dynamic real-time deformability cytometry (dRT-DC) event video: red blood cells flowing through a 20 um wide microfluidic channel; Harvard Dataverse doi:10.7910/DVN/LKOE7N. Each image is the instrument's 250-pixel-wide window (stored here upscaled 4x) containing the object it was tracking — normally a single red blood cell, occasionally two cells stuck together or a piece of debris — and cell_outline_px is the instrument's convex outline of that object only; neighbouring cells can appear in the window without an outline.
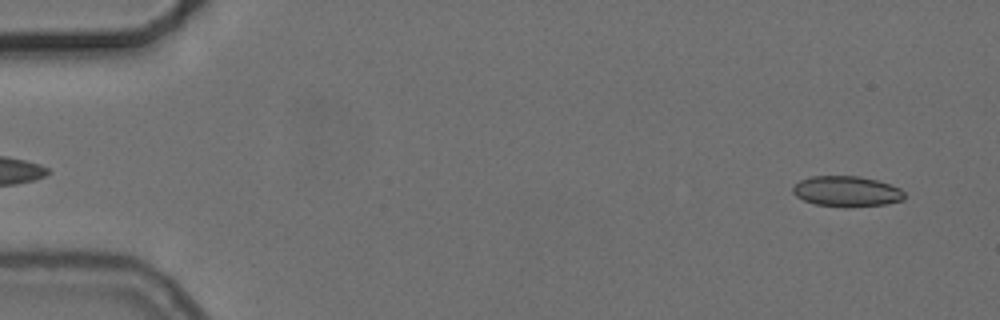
{"species": "common noctule bat (a hibernating species)", "species_latin": "Nyctalus noctula", "temperature_condition": "cold", "stored_images_in_passage": 15, "camera_frame_rate_fps": 3000, "um_per_image_px": 0.085, "animal": {"sex": "female", "body_mass_g": 24.6, "forearm_length_mm": 56.2}, "frame": {"image": 1, "passage_image": 3, "time_ms": 0.667, "image_size_px": [1000, 320], "cell_outline_px": [[904, 200], [884, 204], [848, 208], [844, 208], [816, 204], [804, 200], [796, 196], [792, 192], [792, 188], [800, 180], [812, 176], [860, 176], [876, 180], [900, 188], [904, 192]], "centroid_in_image_um": [71.96, 16.28], "position_along_channel_um": 13.0, "area_um2": 19.94}}
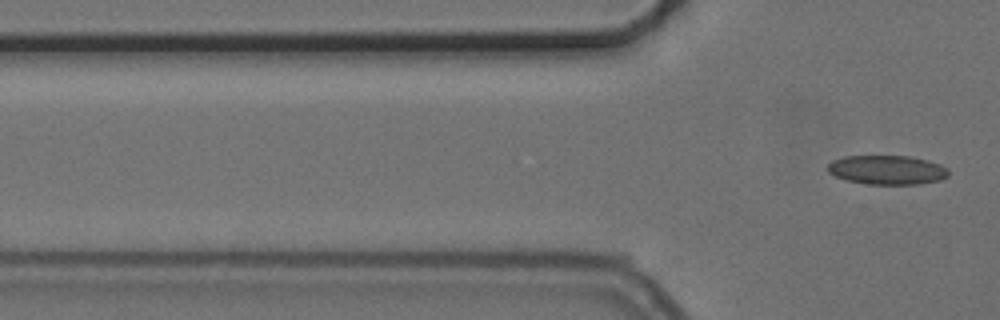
{"frame": {"image": 2, "passage_image": 15, "time_ms": 4.667, "image_size_px": [1000, 320], "cell_outline_px": [[948, 176], [940, 180], [920, 184], [868, 184], [848, 180], [836, 176], [828, 172], [828, 164], [832, 160], [844, 156], [908, 156], [928, 160], [940, 164], [948, 168]], "centroid_in_image_um": [75.42, 14.44], "position_along_channel_um": 50.4, "area_um2": 20.52}}